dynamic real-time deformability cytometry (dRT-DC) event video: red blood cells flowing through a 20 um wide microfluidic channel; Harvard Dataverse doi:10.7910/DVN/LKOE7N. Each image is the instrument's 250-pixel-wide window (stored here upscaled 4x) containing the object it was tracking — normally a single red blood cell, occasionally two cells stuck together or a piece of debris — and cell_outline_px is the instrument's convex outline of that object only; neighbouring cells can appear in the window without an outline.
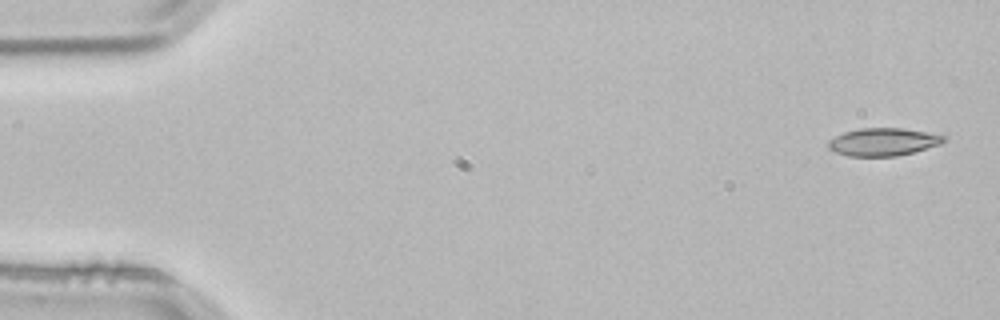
{"species": "common noctule bat (a hibernating species)", "species_latin": "Nyctalus noctula", "temperature_condition": "room temperature", "stored_images_in_passage": 3, "camera_frame_rate_fps": 3000, "um_per_image_px": 0.085, "animal": {"sex": "male", "body_mass_g": 21.5, "forearm_length_mm": 52.0}, "frame": {"image": 1, "passage_image": 1, "time_ms": 0.0, "image_size_px": [1000, 320], "cell_outline_px": [[948, 140], [940, 144], [912, 152], [896, 156], [848, 156], [836, 152], [828, 148], [828, 140], [844, 132], [860, 128], [904, 128], [948, 136]], "centroid_in_image_um": [75.09, 12.05], "position_along_channel_um": 9.9, "area_um2": 18.67}}